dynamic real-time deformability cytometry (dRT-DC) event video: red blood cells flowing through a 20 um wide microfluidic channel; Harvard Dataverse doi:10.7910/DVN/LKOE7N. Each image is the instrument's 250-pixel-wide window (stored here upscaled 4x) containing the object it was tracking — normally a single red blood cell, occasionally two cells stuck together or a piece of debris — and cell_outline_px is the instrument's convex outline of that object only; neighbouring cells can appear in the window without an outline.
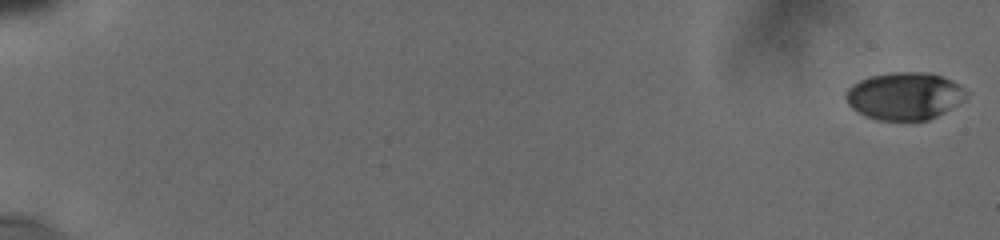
{"species": "human", "species_latin": "Homo sapiens", "temperature_condition": "cold", "stored_images_in_passage": 24, "camera_frame_rate_fps": 3000, "um_per_image_px": 0.085, "donor": {"sex": "male"}, "frame": {"image": 1, "passage_image": 1, "time_ms": 0.0, "image_size_px": [1000, 240], "cell_outline_px": [[968, 96], [964, 100], [944, 112], [928, 120], [880, 120], [864, 116], [856, 112], [848, 104], [844, 96], [844, 92], [852, 84], [868, 76], [892, 72], [932, 72], [952, 80], [960, 84], [968, 92]], "centroid_in_image_um": [76.87, 8.15], "position_along_channel_um": 8.1, "area_um2": 33.76}}